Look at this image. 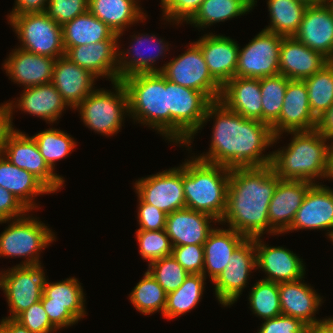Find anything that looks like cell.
Wrapping results in <instances>:
<instances>
[{
	"mask_svg": "<svg viewBox=\"0 0 333 333\" xmlns=\"http://www.w3.org/2000/svg\"><path fill=\"white\" fill-rule=\"evenodd\" d=\"M211 118L215 121L210 148L206 154L196 155L197 159L230 169L271 165L272 152L263 154L274 144L275 136L269 125L247 119L229 110L219 100L208 106L200 130Z\"/></svg>",
	"mask_w": 333,
	"mask_h": 333,
	"instance_id": "cell-1",
	"label": "cell"
},
{
	"mask_svg": "<svg viewBox=\"0 0 333 333\" xmlns=\"http://www.w3.org/2000/svg\"><path fill=\"white\" fill-rule=\"evenodd\" d=\"M279 180L271 165L230 169L227 206L220 224L228 223L246 238L269 234L268 208Z\"/></svg>",
	"mask_w": 333,
	"mask_h": 333,
	"instance_id": "cell-2",
	"label": "cell"
},
{
	"mask_svg": "<svg viewBox=\"0 0 333 333\" xmlns=\"http://www.w3.org/2000/svg\"><path fill=\"white\" fill-rule=\"evenodd\" d=\"M287 133L293 136L291 142L272 152L271 166L274 172L282 180L316 184L317 179L325 177L330 140L317 129Z\"/></svg>",
	"mask_w": 333,
	"mask_h": 333,
	"instance_id": "cell-3",
	"label": "cell"
},
{
	"mask_svg": "<svg viewBox=\"0 0 333 333\" xmlns=\"http://www.w3.org/2000/svg\"><path fill=\"white\" fill-rule=\"evenodd\" d=\"M190 159L183 163L186 208L210 215L220 223L227 206L230 168L205 162L195 155Z\"/></svg>",
	"mask_w": 333,
	"mask_h": 333,
	"instance_id": "cell-4",
	"label": "cell"
},
{
	"mask_svg": "<svg viewBox=\"0 0 333 333\" xmlns=\"http://www.w3.org/2000/svg\"><path fill=\"white\" fill-rule=\"evenodd\" d=\"M121 82L128 95L129 116L170 141L168 79L161 72H150L127 76Z\"/></svg>",
	"mask_w": 333,
	"mask_h": 333,
	"instance_id": "cell-5",
	"label": "cell"
},
{
	"mask_svg": "<svg viewBox=\"0 0 333 333\" xmlns=\"http://www.w3.org/2000/svg\"><path fill=\"white\" fill-rule=\"evenodd\" d=\"M212 101L203 93L168 80L170 109V142L189 147L201 129L208 106ZM190 148V149H189Z\"/></svg>",
	"mask_w": 333,
	"mask_h": 333,
	"instance_id": "cell-6",
	"label": "cell"
},
{
	"mask_svg": "<svg viewBox=\"0 0 333 333\" xmlns=\"http://www.w3.org/2000/svg\"><path fill=\"white\" fill-rule=\"evenodd\" d=\"M6 222L10 224L0 234V257L26 258L18 265L41 264L39 255L55 241V233L28 213L21 218L0 221V224Z\"/></svg>",
	"mask_w": 333,
	"mask_h": 333,
	"instance_id": "cell-7",
	"label": "cell"
},
{
	"mask_svg": "<svg viewBox=\"0 0 333 333\" xmlns=\"http://www.w3.org/2000/svg\"><path fill=\"white\" fill-rule=\"evenodd\" d=\"M114 91L95 89L75 108L81 120L95 133L107 137L117 134L129 114L128 95L121 81L112 83ZM125 116V117H124Z\"/></svg>",
	"mask_w": 333,
	"mask_h": 333,
	"instance_id": "cell-8",
	"label": "cell"
},
{
	"mask_svg": "<svg viewBox=\"0 0 333 333\" xmlns=\"http://www.w3.org/2000/svg\"><path fill=\"white\" fill-rule=\"evenodd\" d=\"M8 21L20 40L18 48L54 59L65 55L62 26L46 12L15 15Z\"/></svg>",
	"mask_w": 333,
	"mask_h": 333,
	"instance_id": "cell-9",
	"label": "cell"
},
{
	"mask_svg": "<svg viewBox=\"0 0 333 333\" xmlns=\"http://www.w3.org/2000/svg\"><path fill=\"white\" fill-rule=\"evenodd\" d=\"M188 49L159 68L166 79L183 87L203 92L212 102L218 101L222 86L212 77L200 47L189 43Z\"/></svg>",
	"mask_w": 333,
	"mask_h": 333,
	"instance_id": "cell-10",
	"label": "cell"
},
{
	"mask_svg": "<svg viewBox=\"0 0 333 333\" xmlns=\"http://www.w3.org/2000/svg\"><path fill=\"white\" fill-rule=\"evenodd\" d=\"M8 269L0 272V289L5 294L11 313L5 318L15 319L32 304L41 301L47 279L41 264H16Z\"/></svg>",
	"mask_w": 333,
	"mask_h": 333,
	"instance_id": "cell-11",
	"label": "cell"
},
{
	"mask_svg": "<svg viewBox=\"0 0 333 333\" xmlns=\"http://www.w3.org/2000/svg\"><path fill=\"white\" fill-rule=\"evenodd\" d=\"M75 277L48 282L43 289L41 303L50 322L58 329L73 326L86 315L85 293Z\"/></svg>",
	"mask_w": 333,
	"mask_h": 333,
	"instance_id": "cell-12",
	"label": "cell"
},
{
	"mask_svg": "<svg viewBox=\"0 0 333 333\" xmlns=\"http://www.w3.org/2000/svg\"><path fill=\"white\" fill-rule=\"evenodd\" d=\"M283 36L267 30L260 31L240 49L235 76L261 79L280 74L279 55Z\"/></svg>",
	"mask_w": 333,
	"mask_h": 333,
	"instance_id": "cell-13",
	"label": "cell"
},
{
	"mask_svg": "<svg viewBox=\"0 0 333 333\" xmlns=\"http://www.w3.org/2000/svg\"><path fill=\"white\" fill-rule=\"evenodd\" d=\"M134 188L143 202L167 215L186 208L183 189V164L136 180Z\"/></svg>",
	"mask_w": 333,
	"mask_h": 333,
	"instance_id": "cell-14",
	"label": "cell"
},
{
	"mask_svg": "<svg viewBox=\"0 0 333 333\" xmlns=\"http://www.w3.org/2000/svg\"><path fill=\"white\" fill-rule=\"evenodd\" d=\"M226 268L212 282L215 296L224 307L234 304L242 291L252 270L256 269L255 238H246L229 258Z\"/></svg>",
	"mask_w": 333,
	"mask_h": 333,
	"instance_id": "cell-15",
	"label": "cell"
},
{
	"mask_svg": "<svg viewBox=\"0 0 333 333\" xmlns=\"http://www.w3.org/2000/svg\"><path fill=\"white\" fill-rule=\"evenodd\" d=\"M3 156L18 168L32 173L52 193L63 187L64 178L48 166L32 136L14 129L6 139Z\"/></svg>",
	"mask_w": 333,
	"mask_h": 333,
	"instance_id": "cell-16",
	"label": "cell"
},
{
	"mask_svg": "<svg viewBox=\"0 0 333 333\" xmlns=\"http://www.w3.org/2000/svg\"><path fill=\"white\" fill-rule=\"evenodd\" d=\"M316 126L317 118L310 110L307 86L304 80L290 79L279 119L271 127L275 136L273 143H277L284 132L309 131L316 129Z\"/></svg>",
	"mask_w": 333,
	"mask_h": 333,
	"instance_id": "cell-17",
	"label": "cell"
},
{
	"mask_svg": "<svg viewBox=\"0 0 333 333\" xmlns=\"http://www.w3.org/2000/svg\"><path fill=\"white\" fill-rule=\"evenodd\" d=\"M303 229H323L330 238L333 233V193L329 186L317 182L310 187L293 223L285 233Z\"/></svg>",
	"mask_w": 333,
	"mask_h": 333,
	"instance_id": "cell-18",
	"label": "cell"
},
{
	"mask_svg": "<svg viewBox=\"0 0 333 333\" xmlns=\"http://www.w3.org/2000/svg\"><path fill=\"white\" fill-rule=\"evenodd\" d=\"M256 269L265 272L263 280L275 283L294 282L305 276V265L300 256L282 246L265 244L260 237L255 238Z\"/></svg>",
	"mask_w": 333,
	"mask_h": 333,
	"instance_id": "cell-19",
	"label": "cell"
},
{
	"mask_svg": "<svg viewBox=\"0 0 333 333\" xmlns=\"http://www.w3.org/2000/svg\"><path fill=\"white\" fill-rule=\"evenodd\" d=\"M313 183L280 179L268 208L270 235L285 233L291 226Z\"/></svg>",
	"mask_w": 333,
	"mask_h": 333,
	"instance_id": "cell-20",
	"label": "cell"
},
{
	"mask_svg": "<svg viewBox=\"0 0 333 333\" xmlns=\"http://www.w3.org/2000/svg\"><path fill=\"white\" fill-rule=\"evenodd\" d=\"M294 37L333 61V8L330 3L307 6Z\"/></svg>",
	"mask_w": 333,
	"mask_h": 333,
	"instance_id": "cell-21",
	"label": "cell"
},
{
	"mask_svg": "<svg viewBox=\"0 0 333 333\" xmlns=\"http://www.w3.org/2000/svg\"><path fill=\"white\" fill-rule=\"evenodd\" d=\"M237 41L212 32L204 34L195 41L200 47L204 60L212 77L223 87L235 77L239 44Z\"/></svg>",
	"mask_w": 333,
	"mask_h": 333,
	"instance_id": "cell-22",
	"label": "cell"
},
{
	"mask_svg": "<svg viewBox=\"0 0 333 333\" xmlns=\"http://www.w3.org/2000/svg\"><path fill=\"white\" fill-rule=\"evenodd\" d=\"M119 40H104L91 44L71 47L65 56L73 63L90 71L97 78L118 81ZM102 76V77H101Z\"/></svg>",
	"mask_w": 333,
	"mask_h": 333,
	"instance_id": "cell-23",
	"label": "cell"
},
{
	"mask_svg": "<svg viewBox=\"0 0 333 333\" xmlns=\"http://www.w3.org/2000/svg\"><path fill=\"white\" fill-rule=\"evenodd\" d=\"M148 35H140V33L137 36L132 35V41L134 40V42H131L132 46L130 48L126 51H121L118 48V81L137 73L159 72V68L155 66L156 60L170 48L168 42H163L164 38H157L154 34ZM145 44L148 45L147 47L154 46V49L146 48ZM142 46L145 48L141 49ZM153 50H156L155 53H153ZM147 52L152 53L147 54Z\"/></svg>",
	"mask_w": 333,
	"mask_h": 333,
	"instance_id": "cell-24",
	"label": "cell"
},
{
	"mask_svg": "<svg viewBox=\"0 0 333 333\" xmlns=\"http://www.w3.org/2000/svg\"><path fill=\"white\" fill-rule=\"evenodd\" d=\"M55 62L54 58L15 48L2 65L13 82L27 88L52 82Z\"/></svg>",
	"mask_w": 333,
	"mask_h": 333,
	"instance_id": "cell-25",
	"label": "cell"
},
{
	"mask_svg": "<svg viewBox=\"0 0 333 333\" xmlns=\"http://www.w3.org/2000/svg\"><path fill=\"white\" fill-rule=\"evenodd\" d=\"M96 79L90 71L73 63L64 55L56 59L51 83L68 107L75 110L84 98L95 90Z\"/></svg>",
	"mask_w": 333,
	"mask_h": 333,
	"instance_id": "cell-26",
	"label": "cell"
},
{
	"mask_svg": "<svg viewBox=\"0 0 333 333\" xmlns=\"http://www.w3.org/2000/svg\"><path fill=\"white\" fill-rule=\"evenodd\" d=\"M14 102L7 103L6 101L11 121H13L12 115L15 108L35 117H40L49 124L56 122L62 112L66 110L65 108H68L61 94L51 82L24 88L19 99L16 100L15 104H13Z\"/></svg>",
	"mask_w": 333,
	"mask_h": 333,
	"instance_id": "cell-27",
	"label": "cell"
},
{
	"mask_svg": "<svg viewBox=\"0 0 333 333\" xmlns=\"http://www.w3.org/2000/svg\"><path fill=\"white\" fill-rule=\"evenodd\" d=\"M217 222L210 215L183 208L166 216L165 230L173 247L189 244L203 245L214 229L210 223Z\"/></svg>",
	"mask_w": 333,
	"mask_h": 333,
	"instance_id": "cell-28",
	"label": "cell"
},
{
	"mask_svg": "<svg viewBox=\"0 0 333 333\" xmlns=\"http://www.w3.org/2000/svg\"><path fill=\"white\" fill-rule=\"evenodd\" d=\"M329 60L294 36L283 37L280 45L279 72L291 80H304L318 72Z\"/></svg>",
	"mask_w": 333,
	"mask_h": 333,
	"instance_id": "cell-29",
	"label": "cell"
},
{
	"mask_svg": "<svg viewBox=\"0 0 333 333\" xmlns=\"http://www.w3.org/2000/svg\"><path fill=\"white\" fill-rule=\"evenodd\" d=\"M302 280L278 283L281 312L282 315L294 317L310 327L321 321L314 316L320 309L323 298L314 287Z\"/></svg>",
	"mask_w": 333,
	"mask_h": 333,
	"instance_id": "cell-30",
	"label": "cell"
},
{
	"mask_svg": "<svg viewBox=\"0 0 333 333\" xmlns=\"http://www.w3.org/2000/svg\"><path fill=\"white\" fill-rule=\"evenodd\" d=\"M260 79L235 76L223 87L219 101L229 110L262 122Z\"/></svg>",
	"mask_w": 333,
	"mask_h": 333,
	"instance_id": "cell-31",
	"label": "cell"
},
{
	"mask_svg": "<svg viewBox=\"0 0 333 333\" xmlns=\"http://www.w3.org/2000/svg\"><path fill=\"white\" fill-rule=\"evenodd\" d=\"M246 239L231 228H214L203 244L204 268L202 274L213 282L226 268L235 249ZM208 274V275H207Z\"/></svg>",
	"mask_w": 333,
	"mask_h": 333,
	"instance_id": "cell-32",
	"label": "cell"
},
{
	"mask_svg": "<svg viewBox=\"0 0 333 333\" xmlns=\"http://www.w3.org/2000/svg\"><path fill=\"white\" fill-rule=\"evenodd\" d=\"M0 186L12 193L29 211L39 208L36 196L52 192L32 173L18 168L0 155Z\"/></svg>",
	"mask_w": 333,
	"mask_h": 333,
	"instance_id": "cell-33",
	"label": "cell"
},
{
	"mask_svg": "<svg viewBox=\"0 0 333 333\" xmlns=\"http://www.w3.org/2000/svg\"><path fill=\"white\" fill-rule=\"evenodd\" d=\"M140 6L135 0H88V11L118 34V38L127 27L146 19Z\"/></svg>",
	"mask_w": 333,
	"mask_h": 333,
	"instance_id": "cell-34",
	"label": "cell"
},
{
	"mask_svg": "<svg viewBox=\"0 0 333 333\" xmlns=\"http://www.w3.org/2000/svg\"><path fill=\"white\" fill-rule=\"evenodd\" d=\"M62 31L65 53L74 46L119 40L118 34L89 11L66 22Z\"/></svg>",
	"mask_w": 333,
	"mask_h": 333,
	"instance_id": "cell-35",
	"label": "cell"
},
{
	"mask_svg": "<svg viewBox=\"0 0 333 333\" xmlns=\"http://www.w3.org/2000/svg\"><path fill=\"white\" fill-rule=\"evenodd\" d=\"M254 6H257L255 0H204L187 23L204 30L213 24L247 14Z\"/></svg>",
	"mask_w": 333,
	"mask_h": 333,
	"instance_id": "cell-36",
	"label": "cell"
},
{
	"mask_svg": "<svg viewBox=\"0 0 333 333\" xmlns=\"http://www.w3.org/2000/svg\"><path fill=\"white\" fill-rule=\"evenodd\" d=\"M270 23L264 30L283 37L294 36L307 5L298 0H267Z\"/></svg>",
	"mask_w": 333,
	"mask_h": 333,
	"instance_id": "cell-37",
	"label": "cell"
},
{
	"mask_svg": "<svg viewBox=\"0 0 333 333\" xmlns=\"http://www.w3.org/2000/svg\"><path fill=\"white\" fill-rule=\"evenodd\" d=\"M205 281L203 274H189L177 290L167 294L164 318L171 320L194 309L202 298Z\"/></svg>",
	"mask_w": 333,
	"mask_h": 333,
	"instance_id": "cell-38",
	"label": "cell"
},
{
	"mask_svg": "<svg viewBox=\"0 0 333 333\" xmlns=\"http://www.w3.org/2000/svg\"><path fill=\"white\" fill-rule=\"evenodd\" d=\"M307 86L310 110L319 118L333 104V61L304 79Z\"/></svg>",
	"mask_w": 333,
	"mask_h": 333,
	"instance_id": "cell-39",
	"label": "cell"
},
{
	"mask_svg": "<svg viewBox=\"0 0 333 333\" xmlns=\"http://www.w3.org/2000/svg\"><path fill=\"white\" fill-rule=\"evenodd\" d=\"M130 303L143 315L161 311L163 316L166 307L167 294L163 287L146 271L143 278L129 294Z\"/></svg>",
	"mask_w": 333,
	"mask_h": 333,
	"instance_id": "cell-40",
	"label": "cell"
},
{
	"mask_svg": "<svg viewBox=\"0 0 333 333\" xmlns=\"http://www.w3.org/2000/svg\"><path fill=\"white\" fill-rule=\"evenodd\" d=\"M289 80L282 74L260 79L262 122L270 127L279 119Z\"/></svg>",
	"mask_w": 333,
	"mask_h": 333,
	"instance_id": "cell-41",
	"label": "cell"
},
{
	"mask_svg": "<svg viewBox=\"0 0 333 333\" xmlns=\"http://www.w3.org/2000/svg\"><path fill=\"white\" fill-rule=\"evenodd\" d=\"M32 137L45 162L53 171L55 170V162L71 154L77 145L71 135L55 128L45 129Z\"/></svg>",
	"mask_w": 333,
	"mask_h": 333,
	"instance_id": "cell-42",
	"label": "cell"
},
{
	"mask_svg": "<svg viewBox=\"0 0 333 333\" xmlns=\"http://www.w3.org/2000/svg\"><path fill=\"white\" fill-rule=\"evenodd\" d=\"M250 310L262 320L282 315L278 283L258 280L249 291Z\"/></svg>",
	"mask_w": 333,
	"mask_h": 333,
	"instance_id": "cell-43",
	"label": "cell"
},
{
	"mask_svg": "<svg viewBox=\"0 0 333 333\" xmlns=\"http://www.w3.org/2000/svg\"><path fill=\"white\" fill-rule=\"evenodd\" d=\"M147 271L163 287L166 294L177 290L189 275L173 255L148 264Z\"/></svg>",
	"mask_w": 333,
	"mask_h": 333,
	"instance_id": "cell-44",
	"label": "cell"
},
{
	"mask_svg": "<svg viewBox=\"0 0 333 333\" xmlns=\"http://www.w3.org/2000/svg\"><path fill=\"white\" fill-rule=\"evenodd\" d=\"M135 232L140 249L139 253L144 260L149 262L148 264L172 255L173 245L166 230H137Z\"/></svg>",
	"mask_w": 333,
	"mask_h": 333,
	"instance_id": "cell-45",
	"label": "cell"
},
{
	"mask_svg": "<svg viewBox=\"0 0 333 333\" xmlns=\"http://www.w3.org/2000/svg\"><path fill=\"white\" fill-rule=\"evenodd\" d=\"M88 11V0H49L46 13L57 24L63 26Z\"/></svg>",
	"mask_w": 333,
	"mask_h": 333,
	"instance_id": "cell-46",
	"label": "cell"
},
{
	"mask_svg": "<svg viewBox=\"0 0 333 333\" xmlns=\"http://www.w3.org/2000/svg\"><path fill=\"white\" fill-rule=\"evenodd\" d=\"M21 325L31 333H54L58 329L50 322L41 301L32 304L21 312L16 318Z\"/></svg>",
	"mask_w": 333,
	"mask_h": 333,
	"instance_id": "cell-47",
	"label": "cell"
},
{
	"mask_svg": "<svg viewBox=\"0 0 333 333\" xmlns=\"http://www.w3.org/2000/svg\"><path fill=\"white\" fill-rule=\"evenodd\" d=\"M204 0H161L164 20L179 24L188 22L198 11Z\"/></svg>",
	"mask_w": 333,
	"mask_h": 333,
	"instance_id": "cell-48",
	"label": "cell"
},
{
	"mask_svg": "<svg viewBox=\"0 0 333 333\" xmlns=\"http://www.w3.org/2000/svg\"><path fill=\"white\" fill-rule=\"evenodd\" d=\"M172 255L189 274H202L204 268L203 245L173 247Z\"/></svg>",
	"mask_w": 333,
	"mask_h": 333,
	"instance_id": "cell-49",
	"label": "cell"
},
{
	"mask_svg": "<svg viewBox=\"0 0 333 333\" xmlns=\"http://www.w3.org/2000/svg\"><path fill=\"white\" fill-rule=\"evenodd\" d=\"M138 201L137 221L140 227L138 230H165L167 214L154 205L143 202L139 197Z\"/></svg>",
	"mask_w": 333,
	"mask_h": 333,
	"instance_id": "cell-50",
	"label": "cell"
},
{
	"mask_svg": "<svg viewBox=\"0 0 333 333\" xmlns=\"http://www.w3.org/2000/svg\"><path fill=\"white\" fill-rule=\"evenodd\" d=\"M257 333H307L308 326L302 321L285 315L263 320Z\"/></svg>",
	"mask_w": 333,
	"mask_h": 333,
	"instance_id": "cell-51",
	"label": "cell"
},
{
	"mask_svg": "<svg viewBox=\"0 0 333 333\" xmlns=\"http://www.w3.org/2000/svg\"><path fill=\"white\" fill-rule=\"evenodd\" d=\"M29 212L12 193L0 186V221L21 218Z\"/></svg>",
	"mask_w": 333,
	"mask_h": 333,
	"instance_id": "cell-52",
	"label": "cell"
},
{
	"mask_svg": "<svg viewBox=\"0 0 333 333\" xmlns=\"http://www.w3.org/2000/svg\"><path fill=\"white\" fill-rule=\"evenodd\" d=\"M49 0H16L7 19L25 13L45 12Z\"/></svg>",
	"mask_w": 333,
	"mask_h": 333,
	"instance_id": "cell-53",
	"label": "cell"
},
{
	"mask_svg": "<svg viewBox=\"0 0 333 333\" xmlns=\"http://www.w3.org/2000/svg\"><path fill=\"white\" fill-rule=\"evenodd\" d=\"M7 104L0 105V155H3L6 139L14 130Z\"/></svg>",
	"mask_w": 333,
	"mask_h": 333,
	"instance_id": "cell-54",
	"label": "cell"
},
{
	"mask_svg": "<svg viewBox=\"0 0 333 333\" xmlns=\"http://www.w3.org/2000/svg\"><path fill=\"white\" fill-rule=\"evenodd\" d=\"M316 129L328 140L333 141V104L317 118Z\"/></svg>",
	"mask_w": 333,
	"mask_h": 333,
	"instance_id": "cell-55",
	"label": "cell"
},
{
	"mask_svg": "<svg viewBox=\"0 0 333 333\" xmlns=\"http://www.w3.org/2000/svg\"><path fill=\"white\" fill-rule=\"evenodd\" d=\"M0 321V333H31L18 321L11 318H4Z\"/></svg>",
	"mask_w": 333,
	"mask_h": 333,
	"instance_id": "cell-56",
	"label": "cell"
},
{
	"mask_svg": "<svg viewBox=\"0 0 333 333\" xmlns=\"http://www.w3.org/2000/svg\"><path fill=\"white\" fill-rule=\"evenodd\" d=\"M307 333H333V317L322 319L318 323L308 327Z\"/></svg>",
	"mask_w": 333,
	"mask_h": 333,
	"instance_id": "cell-57",
	"label": "cell"
},
{
	"mask_svg": "<svg viewBox=\"0 0 333 333\" xmlns=\"http://www.w3.org/2000/svg\"><path fill=\"white\" fill-rule=\"evenodd\" d=\"M330 149L328 152V157H327V166H326V173L325 177L327 180L332 179L333 180V142L330 143Z\"/></svg>",
	"mask_w": 333,
	"mask_h": 333,
	"instance_id": "cell-58",
	"label": "cell"
},
{
	"mask_svg": "<svg viewBox=\"0 0 333 333\" xmlns=\"http://www.w3.org/2000/svg\"><path fill=\"white\" fill-rule=\"evenodd\" d=\"M305 3L307 6L323 5L329 3L330 0H298Z\"/></svg>",
	"mask_w": 333,
	"mask_h": 333,
	"instance_id": "cell-59",
	"label": "cell"
},
{
	"mask_svg": "<svg viewBox=\"0 0 333 333\" xmlns=\"http://www.w3.org/2000/svg\"><path fill=\"white\" fill-rule=\"evenodd\" d=\"M329 239H330L331 242H333V233L331 234Z\"/></svg>",
	"mask_w": 333,
	"mask_h": 333,
	"instance_id": "cell-60",
	"label": "cell"
},
{
	"mask_svg": "<svg viewBox=\"0 0 333 333\" xmlns=\"http://www.w3.org/2000/svg\"><path fill=\"white\" fill-rule=\"evenodd\" d=\"M329 3H330V5H331L332 8H333V0H330Z\"/></svg>",
	"mask_w": 333,
	"mask_h": 333,
	"instance_id": "cell-61",
	"label": "cell"
}]
</instances>
